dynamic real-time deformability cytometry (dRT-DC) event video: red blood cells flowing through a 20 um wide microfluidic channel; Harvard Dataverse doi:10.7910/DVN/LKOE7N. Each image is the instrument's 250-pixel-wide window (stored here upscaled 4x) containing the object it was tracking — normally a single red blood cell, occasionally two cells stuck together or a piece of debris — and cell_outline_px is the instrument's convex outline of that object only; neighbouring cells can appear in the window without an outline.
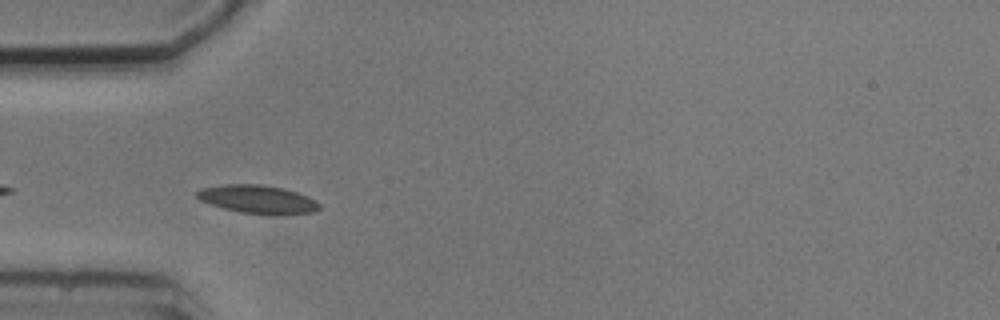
{"species": "common noctule bat (a hibernating species)", "species_latin": "Nyctalus noctula", "temperature_condition": "cold", "stored_images_in_passage": 9, "camera_frame_rate_fps": 3000, "um_per_image_px": 0.085, "animal": {"sex": "male", "body_mass_g": 20.5, "forearm_length_mm": 52.5}, "frame": {"image": 1, "passage_image": 3, "time_ms": 3.333, "image_size_px": [1000, 320], "cell_outline_px": [[320, 208], [312, 212], [240, 212], [224, 208], [200, 200], [196, 196], [196, 192], [200, 188], [224, 184], [260, 184], [284, 188], [308, 196], [316, 200], [320, 204]], "centroid_in_image_um": [21.85, 16.88], "position_along_channel_um": 63.2, "area_um2": 19.36}}
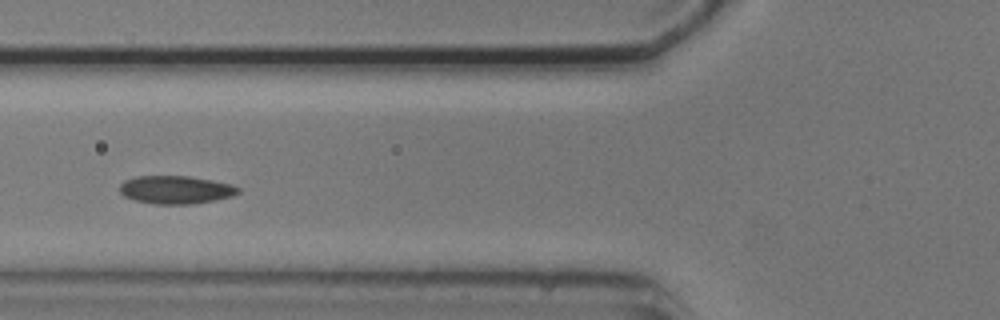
{"frame": {"image": 2, "passage_image": 4, "time_ms": 4.667, "image_size_px": [1000, 320], "cell_outline_px": [[240, 192], [232, 196], [216, 200], [188, 204], [156, 204], [136, 200], [124, 196], [120, 192], [120, 184], [124, 180], [136, 176], [188, 176], [212, 180], [232, 184], [240, 188]], "centroid_in_image_um": [14.95, 16.12], "position_along_channel_um": 110.8, "area_um2": 19.36}}
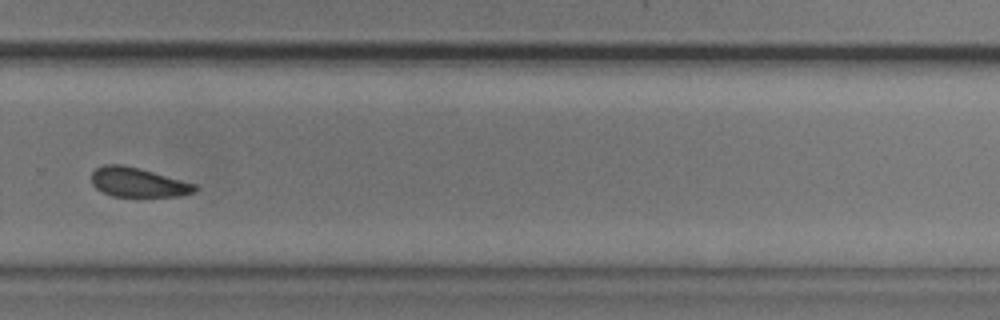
{"frame": {"image": 3, "passage_image": 9, "time_ms": 10.333, "image_size_px": [1000, 320], "cell_outline_px": [[200, 188], [196, 192], [180, 196], [112, 196], [96, 188], [92, 184], [92, 172], [96, 168], [104, 164], [124, 164], [140, 168], [196, 184]], "centroid_in_image_um": [11.76, 15.49], "position_along_channel_um": 318.0, "area_um2": 17.8}}